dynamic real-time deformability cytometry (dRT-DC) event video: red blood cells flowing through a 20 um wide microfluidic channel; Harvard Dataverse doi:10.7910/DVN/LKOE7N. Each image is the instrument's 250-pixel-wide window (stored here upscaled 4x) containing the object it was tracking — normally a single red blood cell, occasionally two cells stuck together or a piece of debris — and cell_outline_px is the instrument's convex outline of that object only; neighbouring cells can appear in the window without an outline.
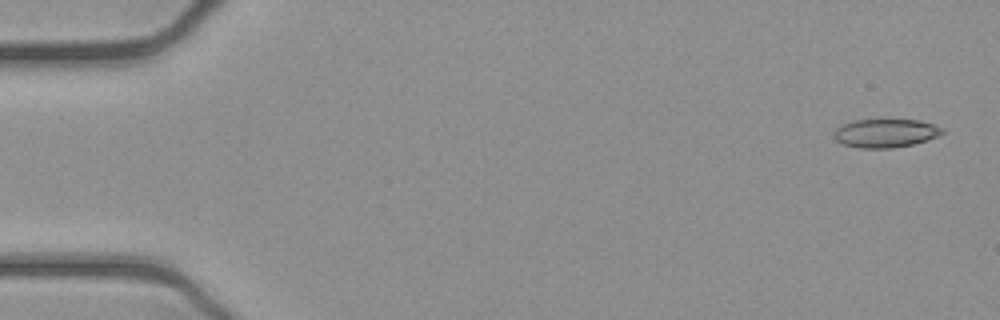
{"species": "common noctule bat (a hibernating species)", "species_latin": "Nyctalus noctula", "temperature_condition": "cold", "stored_images_in_passage": 9, "camera_frame_rate_fps": 3000, "um_per_image_px": 0.085, "animal": {"sex": "female", "body_mass_g": 21.9}, "frame": {"image": 1, "passage_image": 1, "time_ms": 0.0, "image_size_px": [1000, 320], "cell_outline_px": [[944, 132], [928, 140], [912, 144], [892, 148], [860, 148], [844, 144], [836, 140], [836, 128], [844, 124], [856, 120], [920, 120], [944, 128]], "centroid_in_image_um": [75.31, 11.32], "position_along_channel_um": 9.7, "area_um2": 17.69}}